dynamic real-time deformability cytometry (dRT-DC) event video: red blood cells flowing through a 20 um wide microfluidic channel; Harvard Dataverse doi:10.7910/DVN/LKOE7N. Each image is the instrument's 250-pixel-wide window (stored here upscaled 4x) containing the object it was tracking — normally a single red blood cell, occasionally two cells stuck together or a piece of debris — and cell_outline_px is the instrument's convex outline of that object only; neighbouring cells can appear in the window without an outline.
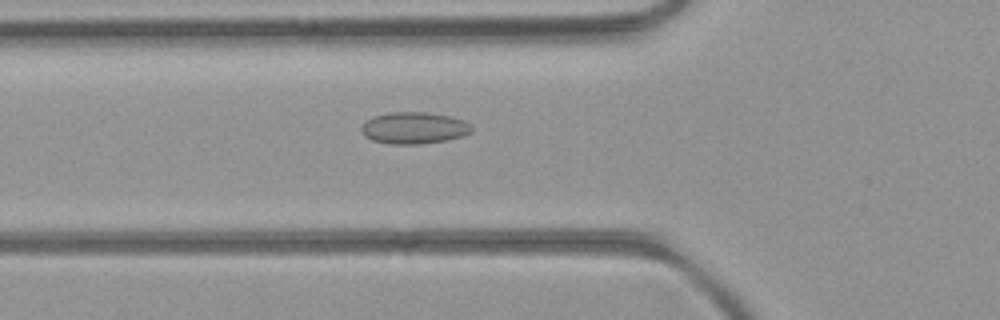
{"species": "common noctule bat (a hibernating species)", "species_latin": "Nyctalus noctula", "temperature_condition": "room temperature", "stored_images_in_passage": 31, "camera_frame_rate_fps": 3000, "um_per_image_px": 0.085, "animal": {"sex": "female", "body_mass_g": 21.9}, "frame": {"image": 1, "passage_image": 7, "time_ms": 2.0, "image_size_px": [1000, 320], "cell_outline_px": [[472, 132], [460, 136], [444, 140], [420, 144], [388, 144], [372, 140], [364, 136], [360, 128], [372, 116], [388, 112], [424, 112], [448, 116], [472, 124]], "centroid_in_image_um": [35.15, 10.88], "position_along_channel_um": 90.7, "area_um2": 20.23}}
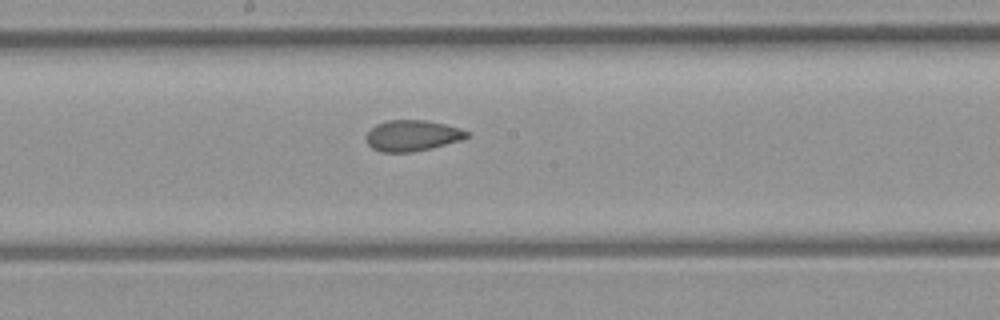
{"frame": {"image": 2, "passage_image": 16, "time_ms": 5.0, "image_size_px": [1000, 320], "cell_outline_px": [[468, 136], [460, 140], [432, 148], [412, 152], [380, 152], [372, 148], [368, 144], [364, 136], [376, 124], [388, 120], [428, 120], [460, 128], [468, 132]], "centroid_in_image_um": [35.01, 11.52], "position_along_channel_um": 213.2, "area_um2": 18.15}}
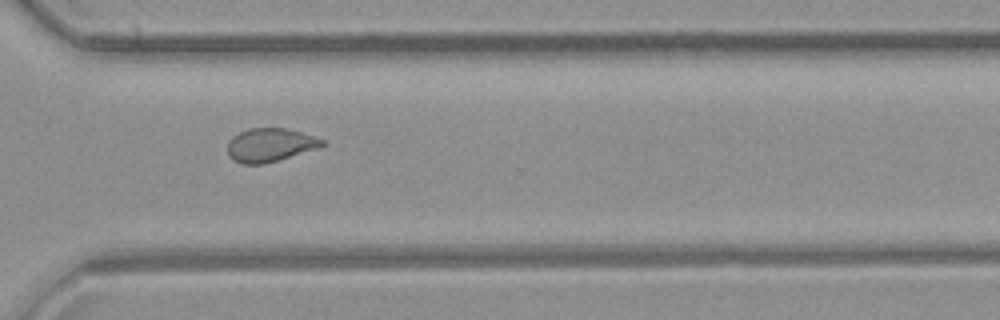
{"frame": {"image": 3, "passage_image": 26, "time_ms": 8.333, "image_size_px": [1000, 320], "cell_outline_px": [[328, 144], [316, 148], [264, 164], [244, 164], [232, 160], [228, 156], [228, 140], [232, 136], [248, 128], [288, 128], [324, 140]], "centroid_in_image_um": [22.91, 12.32], "position_along_channel_um": 347.7, "area_um2": 18.38}, "authors_computed_cell_mechanics": {"area_um2": 18.3804, "velocity_mm_per_s": 4.0558, "shape_relaxation_time_tau1_ms": null, "shape_relaxation_time_tau2_ms": 1.7587, "deformation_change_tau1": null, "deformation_change_tau2": 0.0743}}